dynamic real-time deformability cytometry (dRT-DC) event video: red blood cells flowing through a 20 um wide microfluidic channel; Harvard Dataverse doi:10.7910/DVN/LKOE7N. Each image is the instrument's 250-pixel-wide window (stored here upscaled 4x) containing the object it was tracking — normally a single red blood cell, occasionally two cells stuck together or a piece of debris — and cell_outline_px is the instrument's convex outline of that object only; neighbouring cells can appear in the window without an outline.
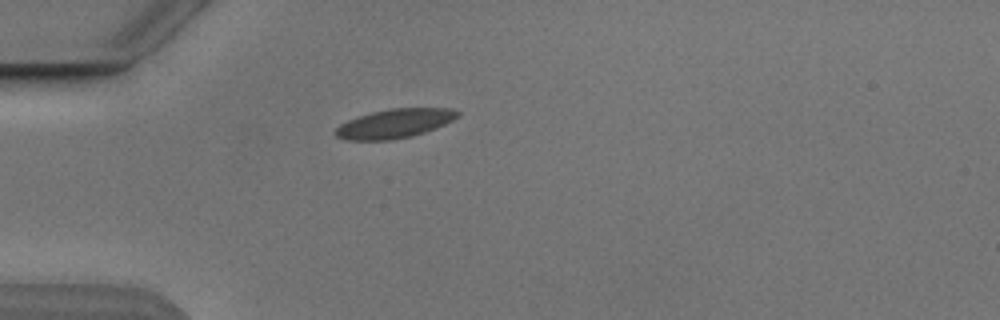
{"species": "Egyptian fruit bat (a non-hibernating species)", "species_latin": "Rousettus aegyptiacus", "temperature_condition": "cold", "stored_images_in_passage": 1, "camera_frame_rate_fps": 3000, "um_per_image_px": 0.085, "animal": {"sex": "male"}, "frame": {"image": 1, "passage_image": 1, "time_ms": 0.0, "image_size_px": [1000, 320], "cell_outline_px": [[460, 116], [436, 128], [412, 136], [392, 140], [348, 140], [336, 136], [336, 128], [340, 124], [356, 116], [388, 108], [452, 108], [460, 112]], "centroid_in_image_um": [33.55, 10.49], "position_along_channel_um": 51.4, "area_um2": 20.75}}